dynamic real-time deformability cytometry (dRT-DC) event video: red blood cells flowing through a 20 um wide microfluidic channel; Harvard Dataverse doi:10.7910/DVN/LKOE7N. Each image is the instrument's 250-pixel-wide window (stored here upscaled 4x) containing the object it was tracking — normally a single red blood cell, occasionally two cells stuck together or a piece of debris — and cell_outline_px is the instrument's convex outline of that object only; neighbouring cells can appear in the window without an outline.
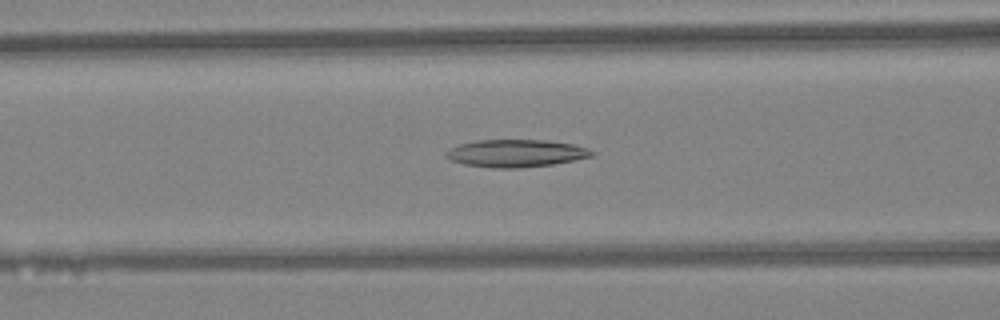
{"species": "Egyptian fruit bat (a non-hibernating species)", "species_latin": "Rousettus aegyptiacus", "temperature_condition": "warm", "stored_images_in_passage": 33, "camera_frame_rate_fps": 3000, "um_per_image_px": 0.085, "animal": {"sex": "female"}, "frame": {"image": 1, "passage_image": 11, "time_ms": 3.333, "image_size_px": [1000, 320], "cell_outline_px": [[596, 152], [592, 156], [576, 160], [552, 164], [520, 168], [492, 168], [464, 164], [452, 160], [444, 156], [444, 152], [448, 148], [460, 144], [476, 140], [544, 140], [572, 144], [588, 148]], "centroid_in_image_um": [43.83, 13.03], "position_along_channel_um": 122.8, "area_um2": 23.47}}
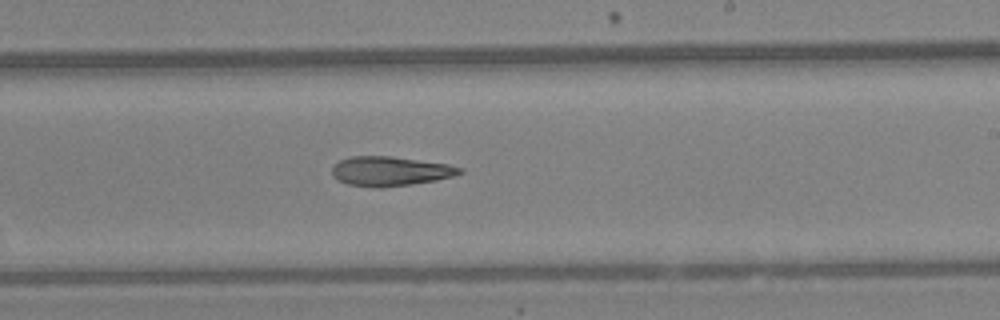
{"frame": {"image": 2, "passage_image": 20, "time_ms": 6.333, "image_size_px": [1000, 320], "cell_outline_px": [[464, 172], [452, 176], [436, 180], [412, 184], [380, 188], [372, 188], [348, 184], [336, 180], [332, 176], [332, 168], [340, 160], [352, 156], [392, 156], [448, 164], [464, 168]], "centroid_in_image_um": [33.16, 14.56], "position_along_channel_um": 255.8, "area_um2": 22.08}}
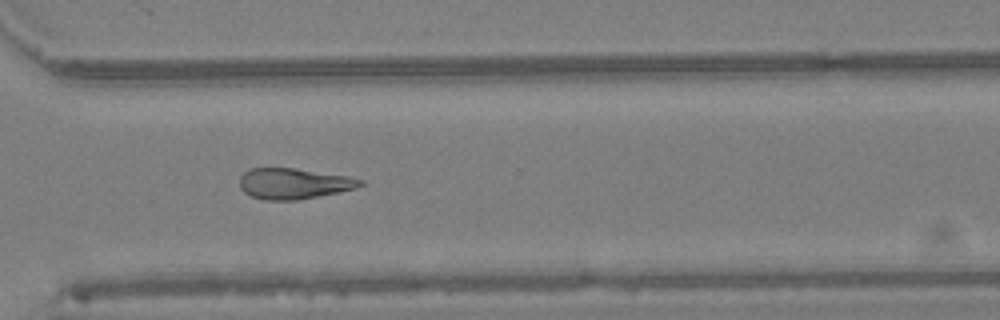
{"frame": {"image": 3, "passage_image": 26, "time_ms": 8.333, "image_size_px": [1000, 320], "cell_outline_px": [[364, 184], [356, 188], [296, 200], [264, 200], [252, 196], [244, 192], [240, 188], [240, 176], [244, 172], [252, 168], [296, 168], [348, 176], [364, 180]], "centroid_in_image_um": [24.96, 15.59], "position_along_channel_um": 345.6, "area_um2": 21.5}}